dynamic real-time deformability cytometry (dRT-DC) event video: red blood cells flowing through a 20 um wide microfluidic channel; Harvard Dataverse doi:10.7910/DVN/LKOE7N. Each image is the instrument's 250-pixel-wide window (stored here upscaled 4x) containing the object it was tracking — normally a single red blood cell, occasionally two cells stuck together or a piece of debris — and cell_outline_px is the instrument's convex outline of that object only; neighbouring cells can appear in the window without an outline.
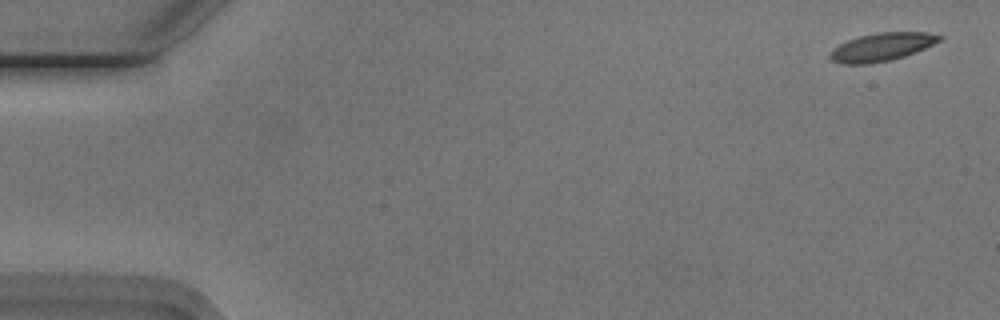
{"species": "Egyptian fruit bat (a non-hibernating species)", "species_latin": "Rousettus aegyptiacus", "temperature_condition": "cold", "stored_images_in_passage": 14, "camera_frame_rate_fps": 3000, "um_per_image_px": 0.085, "animal": {"sex": "male"}, "frame": {"image": 1, "passage_image": 1, "time_ms": 0.0, "image_size_px": [1000, 320], "cell_outline_px": [[944, 36], [940, 40], [916, 52], [892, 60], [868, 64], [844, 64], [832, 60], [828, 56], [840, 44], [848, 40], [860, 36], [876, 32], [928, 32]], "centroid_in_image_um": [74.98, 3.99], "position_along_channel_um": 10.0, "area_um2": 17.74}}